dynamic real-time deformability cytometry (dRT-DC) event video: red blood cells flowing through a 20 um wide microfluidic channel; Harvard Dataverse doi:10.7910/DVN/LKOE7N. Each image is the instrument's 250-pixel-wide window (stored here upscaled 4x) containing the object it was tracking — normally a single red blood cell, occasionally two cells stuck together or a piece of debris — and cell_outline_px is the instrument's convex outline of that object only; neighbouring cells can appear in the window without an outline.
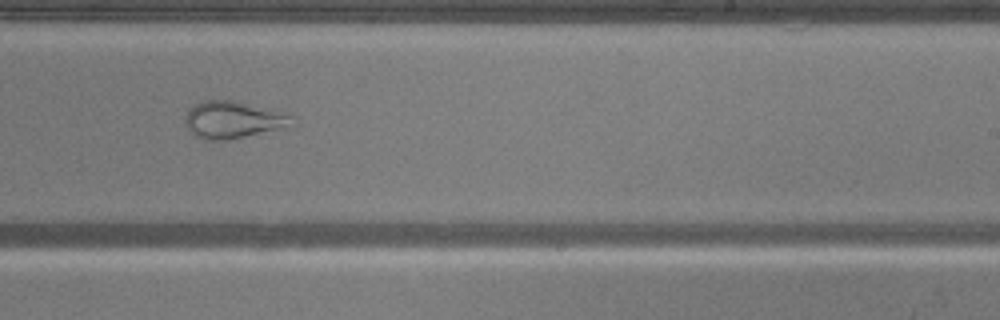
{"species": "common noctule bat (a hibernating species)", "species_latin": "Nyctalus noctula", "temperature_condition": "warm", "stored_images_in_passage": 50, "camera_frame_rate_fps": 3000, "um_per_image_px": 0.085, "animal": {"sex": "male", "body_mass_g": 20.5, "forearm_length_mm": 52.5}, "frame": {"image": 1, "passage_image": 30, "time_ms": 9.667, "image_size_px": [1000, 320], "cell_outline_px": [[296, 124], [228, 140], [208, 140], [196, 136], [184, 124], [184, 116], [196, 104], [204, 100], [232, 100], [292, 112]], "centroid_in_image_um": [19.88, 10.16], "position_along_channel_um": 269.1, "area_um2": 23.29}}
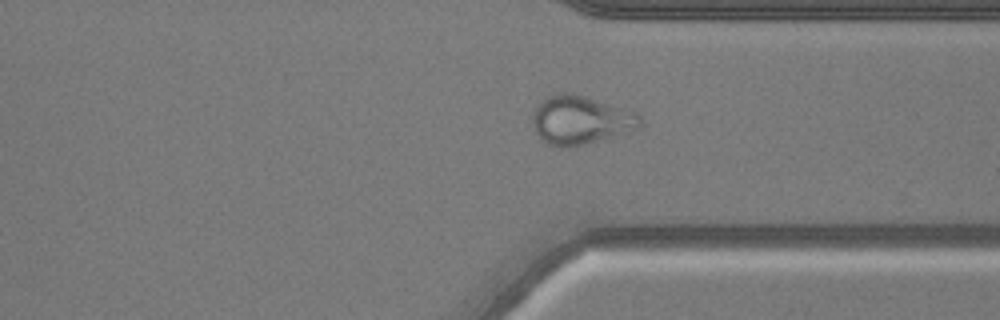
{"frame": {"image": 2, "passage_image": 37, "time_ms": 12.0, "image_size_px": [1000, 320], "cell_outline_px": [[644, 116], [640, 128], [584, 144], [568, 148], [560, 148], [548, 144], [536, 132], [532, 124], [532, 116], [536, 104], [548, 96], [560, 92], [568, 92], [588, 96], [640, 112]], "centroid_in_image_um": [49.39, 10.17], "position_along_channel_um": 362.0, "area_um2": 31.04}}
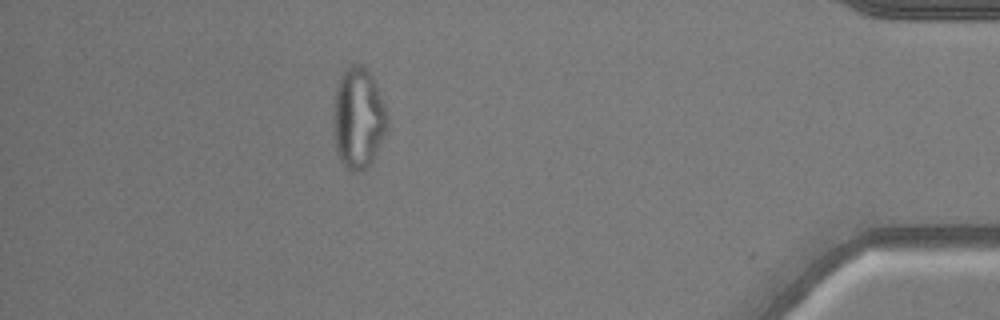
{"frame": {"image": 3, "passage_image": 44, "time_ms": 14.333, "image_size_px": [1000, 320], "cell_outline_px": [[388, 132], [372, 160], [360, 172], [352, 172], [344, 168], [336, 152], [332, 132], [332, 112], [336, 88], [340, 76], [352, 64], [360, 64], [368, 68], [372, 76], [384, 104], [388, 116]], "centroid_in_image_um": [30.43, 10.07], "position_along_channel_um": 404.8, "area_um2": 32.48}}